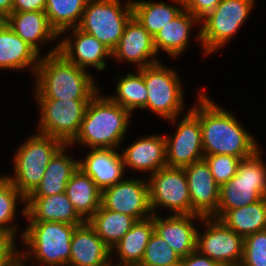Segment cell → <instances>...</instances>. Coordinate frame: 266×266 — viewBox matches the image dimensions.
Returning a JSON list of instances; mask_svg holds the SVG:
<instances>
[{"mask_svg":"<svg viewBox=\"0 0 266 266\" xmlns=\"http://www.w3.org/2000/svg\"><path fill=\"white\" fill-rule=\"evenodd\" d=\"M198 93V106L190 110L200 120L204 156L226 154L245 159L259 150L253 135L239 124L233 113L222 110L204 92Z\"/></svg>","mask_w":266,"mask_h":266,"instance_id":"cell-1","label":"cell"},{"mask_svg":"<svg viewBox=\"0 0 266 266\" xmlns=\"http://www.w3.org/2000/svg\"><path fill=\"white\" fill-rule=\"evenodd\" d=\"M55 46L40 58L36 77V99H91L97 92L89 72L69 62Z\"/></svg>","mask_w":266,"mask_h":266,"instance_id":"cell-2","label":"cell"},{"mask_svg":"<svg viewBox=\"0 0 266 266\" xmlns=\"http://www.w3.org/2000/svg\"><path fill=\"white\" fill-rule=\"evenodd\" d=\"M98 93L88 102L79 134L70 146L79 142L91 149H114L122 142L132 114Z\"/></svg>","mask_w":266,"mask_h":266,"instance_id":"cell-3","label":"cell"},{"mask_svg":"<svg viewBox=\"0 0 266 266\" xmlns=\"http://www.w3.org/2000/svg\"><path fill=\"white\" fill-rule=\"evenodd\" d=\"M22 233L23 243L30 252L18 253L25 262L30 254L44 266H69L73 231L80 224H66L51 221H29ZM36 258V259H35Z\"/></svg>","mask_w":266,"mask_h":266,"instance_id":"cell-4","label":"cell"},{"mask_svg":"<svg viewBox=\"0 0 266 266\" xmlns=\"http://www.w3.org/2000/svg\"><path fill=\"white\" fill-rule=\"evenodd\" d=\"M260 149L242 159L237 173L219 186V204L212 218L220 219L228 210L242 208L266 197V166Z\"/></svg>","mask_w":266,"mask_h":266,"instance_id":"cell-5","label":"cell"},{"mask_svg":"<svg viewBox=\"0 0 266 266\" xmlns=\"http://www.w3.org/2000/svg\"><path fill=\"white\" fill-rule=\"evenodd\" d=\"M62 145L51 136L33 135L15 153V175L6 177L27 198L40 184L50 159Z\"/></svg>","mask_w":266,"mask_h":266,"instance_id":"cell-6","label":"cell"},{"mask_svg":"<svg viewBox=\"0 0 266 266\" xmlns=\"http://www.w3.org/2000/svg\"><path fill=\"white\" fill-rule=\"evenodd\" d=\"M120 0H88L78 26L83 32L97 38L111 52L124 33L128 21L133 17L132 1L124 7Z\"/></svg>","mask_w":266,"mask_h":266,"instance_id":"cell-7","label":"cell"},{"mask_svg":"<svg viewBox=\"0 0 266 266\" xmlns=\"http://www.w3.org/2000/svg\"><path fill=\"white\" fill-rule=\"evenodd\" d=\"M254 1L222 0L200 21L203 24L197 39L201 42L205 55L215 52L233 38L252 11Z\"/></svg>","mask_w":266,"mask_h":266,"instance_id":"cell-8","label":"cell"},{"mask_svg":"<svg viewBox=\"0 0 266 266\" xmlns=\"http://www.w3.org/2000/svg\"><path fill=\"white\" fill-rule=\"evenodd\" d=\"M137 70L142 73L148 92L145 108L163 119L175 122L184 109L183 87L176 71L160 62Z\"/></svg>","mask_w":266,"mask_h":266,"instance_id":"cell-9","label":"cell"},{"mask_svg":"<svg viewBox=\"0 0 266 266\" xmlns=\"http://www.w3.org/2000/svg\"><path fill=\"white\" fill-rule=\"evenodd\" d=\"M90 99H37L40 108L38 133L71 144L79 134Z\"/></svg>","mask_w":266,"mask_h":266,"instance_id":"cell-10","label":"cell"},{"mask_svg":"<svg viewBox=\"0 0 266 266\" xmlns=\"http://www.w3.org/2000/svg\"><path fill=\"white\" fill-rule=\"evenodd\" d=\"M149 200L153 214L165 207L174 214H191L188 181L183 168L163 167L149 176Z\"/></svg>","mask_w":266,"mask_h":266,"instance_id":"cell-11","label":"cell"},{"mask_svg":"<svg viewBox=\"0 0 266 266\" xmlns=\"http://www.w3.org/2000/svg\"><path fill=\"white\" fill-rule=\"evenodd\" d=\"M203 217L207 227L204 232L197 231L196 250L221 263L223 266H239L243 256L244 237L228 228L220 219Z\"/></svg>","mask_w":266,"mask_h":266,"instance_id":"cell-12","label":"cell"},{"mask_svg":"<svg viewBox=\"0 0 266 266\" xmlns=\"http://www.w3.org/2000/svg\"><path fill=\"white\" fill-rule=\"evenodd\" d=\"M101 206L107 210L120 212L136 221L153 215L149 200L148 181L142 179H122L113 186L102 190Z\"/></svg>","mask_w":266,"mask_h":266,"instance_id":"cell-13","label":"cell"},{"mask_svg":"<svg viewBox=\"0 0 266 266\" xmlns=\"http://www.w3.org/2000/svg\"><path fill=\"white\" fill-rule=\"evenodd\" d=\"M173 136H166V162L168 167L184 168L204 159L199 118L189 109L177 124Z\"/></svg>","mask_w":266,"mask_h":266,"instance_id":"cell-14","label":"cell"},{"mask_svg":"<svg viewBox=\"0 0 266 266\" xmlns=\"http://www.w3.org/2000/svg\"><path fill=\"white\" fill-rule=\"evenodd\" d=\"M191 199V214L212 217L219 204V185L215 182L207 162L202 159L185 166Z\"/></svg>","mask_w":266,"mask_h":266,"instance_id":"cell-15","label":"cell"},{"mask_svg":"<svg viewBox=\"0 0 266 266\" xmlns=\"http://www.w3.org/2000/svg\"><path fill=\"white\" fill-rule=\"evenodd\" d=\"M153 37L133 16L125 26L119 43L112 51V56L119 61L137 65L138 69L159 62Z\"/></svg>","mask_w":266,"mask_h":266,"instance_id":"cell-16","label":"cell"},{"mask_svg":"<svg viewBox=\"0 0 266 266\" xmlns=\"http://www.w3.org/2000/svg\"><path fill=\"white\" fill-rule=\"evenodd\" d=\"M202 219L197 214H173L166 218L153 214L154 232L158 234L181 258L196 251L197 228L192 220Z\"/></svg>","mask_w":266,"mask_h":266,"instance_id":"cell-17","label":"cell"},{"mask_svg":"<svg viewBox=\"0 0 266 266\" xmlns=\"http://www.w3.org/2000/svg\"><path fill=\"white\" fill-rule=\"evenodd\" d=\"M73 32V41L70 38L62 39L58 43V52L69 62L87 70L89 66L97 70H104L106 63L104 58L112 56V52L94 36L87 34L78 27L70 28Z\"/></svg>","mask_w":266,"mask_h":266,"instance_id":"cell-18","label":"cell"},{"mask_svg":"<svg viewBox=\"0 0 266 266\" xmlns=\"http://www.w3.org/2000/svg\"><path fill=\"white\" fill-rule=\"evenodd\" d=\"M69 266H111V249L85 221L77 225L71 239Z\"/></svg>","mask_w":266,"mask_h":266,"instance_id":"cell-19","label":"cell"},{"mask_svg":"<svg viewBox=\"0 0 266 266\" xmlns=\"http://www.w3.org/2000/svg\"><path fill=\"white\" fill-rule=\"evenodd\" d=\"M124 168L126 166L151 175L167 166L165 135H150L138 139L121 153Z\"/></svg>","mask_w":266,"mask_h":266,"instance_id":"cell-20","label":"cell"},{"mask_svg":"<svg viewBox=\"0 0 266 266\" xmlns=\"http://www.w3.org/2000/svg\"><path fill=\"white\" fill-rule=\"evenodd\" d=\"M23 215L28 221H51L66 224H83L66 193L46 197H27Z\"/></svg>","mask_w":266,"mask_h":266,"instance_id":"cell-21","label":"cell"},{"mask_svg":"<svg viewBox=\"0 0 266 266\" xmlns=\"http://www.w3.org/2000/svg\"><path fill=\"white\" fill-rule=\"evenodd\" d=\"M79 167L101 189L113 186L124 177L125 168L121 154L115 149H91Z\"/></svg>","mask_w":266,"mask_h":266,"instance_id":"cell-22","label":"cell"},{"mask_svg":"<svg viewBox=\"0 0 266 266\" xmlns=\"http://www.w3.org/2000/svg\"><path fill=\"white\" fill-rule=\"evenodd\" d=\"M40 56V57H39ZM41 55L0 20V69L21 70L28 66L36 73Z\"/></svg>","mask_w":266,"mask_h":266,"instance_id":"cell-23","label":"cell"},{"mask_svg":"<svg viewBox=\"0 0 266 266\" xmlns=\"http://www.w3.org/2000/svg\"><path fill=\"white\" fill-rule=\"evenodd\" d=\"M3 21L39 54V42L53 41L60 37L50 26L44 11L12 12Z\"/></svg>","mask_w":266,"mask_h":266,"instance_id":"cell-24","label":"cell"},{"mask_svg":"<svg viewBox=\"0 0 266 266\" xmlns=\"http://www.w3.org/2000/svg\"><path fill=\"white\" fill-rule=\"evenodd\" d=\"M70 144H63L52 156L45 169L40 184L28 197H46L64 193L72 174L79 167V160L66 155L65 149Z\"/></svg>","mask_w":266,"mask_h":266,"instance_id":"cell-25","label":"cell"},{"mask_svg":"<svg viewBox=\"0 0 266 266\" xmlns=\"http://www.w3.org/2000/svg\"><path fill=\"white\" fill-rule=\"evenodd\" d=\"M65 193L84 221H88L101 206L102 190L80 167L72 174Z\"/></svg>","mask_w":266,"mask_h":266,"instance_id":"cell-26","label":"cell"},{"mask_svg":"<svg viewBox=\"0 0 266 266\" xmlns=\"http://www.w3.org/2000/svg\"><path fill=\"white\" fill-rule=\"evenodd\" d=\"M193 24H200V21L184 9L153 37L156 52L162 49L173 58L182 54L189 45L190 30Z\"/></svg>","mask_w":266,"mask_h":266,"instance_id":"cell-27","label":"cell"},{"mask_svg":"<svg viewBox=\"0 0 266 266\" xmlns=\"http://www.w3.org/2000/svg\"><path fill=\"white\" fill-rule=\"evenodd\" d=\"M153 232V215L136 221L111 250V255L116 250L119 257L116 266H139Z\"/></svg>","mask_w":266,"mask_h":266,"instance_id":"cell-28","label":"cell"},{"mask_svg":"<svg viewBox=\"0 0 266 266\" xmlns=\"http://www.w3.org/2000/svg\"><path fill=\"white\" fill-rule=\"evenodd\" d=\"M220 220L242 237L266 229V197L259 201L228 210Z\"/></svg>","mask_w":266,"mask_h":266,"instance_id":"cell-29","label":"cell"},{"mask_svg":"<svg viewBox=\"0 0 266 266\" xmlns=\"http://www.w3.org/2000/svg\"><path fill=\"white\" fill-rule=\"evenodd\" d=\"M173 1L178 6L169 5L164 2L154 3L134 0L132 1L133 16L154 37L164 25L168 24L169 21L173 20L184 10L182 0Z\"/></svg>","mask_w":266,"mask_h":266,"instance_id":"cell-30","label":"cell"},{"mask_svg":"<svg viewBox=\"0 0 266 266\" xmlns=\"http://www.w3.org/2000/svg\"><path fill=\"white\" fill-rule=\"evenodd\" d=\"M87 222L112 250L124 234L131 229L136 220L129 215L110 211L100 206Z\"/></svg>","mask_w":266,"mask_h":266,"instance_id":"cell-31","label":"cell"},{"mask_svg":"<svg viewBox=\"0 0 266 266\" xmlns=\"http://www.w3.org/2000/svg\"><path fill=\"white\" fill-rule=\"evenodd\" d=\"M88 0H47L45 13L50 26L59 36L78 27Z\"/></svg>","mask_w":266,"mask_h":266,"instance_id":"cell-32","label":"cell"},{"mask_svg":"<svg viewBox=\"0 0 266 266\" xmlns=\"http://www.w3.org/2000/svg\"><path fill=\"white\" fill-rule=\"evenodd\" d=\"M128 73L126 76L119 77L116 85V95L110 98L121 107L128 110L131 114L135 109H144L147 105L148 92L144 83L142 73Z\"/></svg>","mask_w":266,"mask_h":266,"instance_id":"cell-33","label":"cell"},{"mask_svg":"<svg viewBox=\"0 0 266 266\" xmlns=\"http://www.w3.org/2000/svg\"><path fill=\"white\" fill-rule=\"evenodd\" d=\"M25 205L26 197L14 186V184L4 175L0 177V232L15 239L17 226H13L16 206L18 201ZM8 225V226H7Z\"/></svg>","mask_w":266,"mask_h":266,"instance_id":"cell-34","label":"cell"},{"mask_svg":"<svg viewBox=\"0 0 266 266\" xmlns=\"http://www.w3.org/2000/svg\"><path fill=\"white\" fill-rule=\"evenodd\" d=\"M181 257L153 232L139 266H180Z\"/></svg>","mask_w":266,"mask_h":266,"instance_id":"cell-35","label":"cell"},{"mask_svg":"<svg viewBox=\"0 0 266 266\" xmlns=\"http://www.w3.org/2000/svg\"><path fill=\"white\" fill-rule=\"evenodd\" d=\"M239 266H266V229L244 238V250Z\"/></svg>","mask_w":266,"mask_h":266,"instance_id":"cell-36","label":"cell"},{"mask_svg":"<svg viewBox=\"0 0 266 266\" xmlns=\"http://www.w3.org/2000/svg\"><path fill=\"white\" fill-rule=\"evenodd\" d=\"M204 160L210 167L215 182L220 186L227 183L236 173L241 158L226 155H205Z\"/></svg>","mask_w":266,"mask_h":266,"instance_id":"cell-37","label":"cell"},{"mask_svg":"<svg viewBox=\"0 0 266 266\" xmlns=\"http://www.w3.org/2000/svg\"><path fill=\"white\" fill-rule=\"evenodd\" d=\"M222 0H182L183 8L199 21L211 13Z\"/></svg>","mask_w":266,"mask_h":266,"instance_id":"cell-38","label":"cell"},{"mask_svg":"<svg viewBox=\"0 0 266 266\" xmlns=\"http://www.w3.org/2000/svg\"><path fill=\"white\" fill-rule=\"evenodd\" d=\"M10 236L0 232V266H10L17 258L19 250Z\"/></svg>","mask_w":266,"mask_h":266,"instance_id":"cell-39","label":"cell"},{"mask_svg":"<svg viewBox=\"0 0 266 266\" xmlns=\"http://www.w3.org/2000/svg\"><path fill=\"white\" fill-rule=\"evenodd\" d=\"M180 266H223L221 263L211 260L200 254L197 250L188 256L181 258Z\"/></svg>","mask_w":266,"mask_h":266,"instance_id":"cell-40","label":"cell"},{"mask_svg":"<svg viewBox=\"0 0 266 266\" xmlns=\"http://www.w3.org/2000/svg\"><path fill=\"white\" fill-rule=\"evenodd\" d=\"M47 0H13L12 12L45 11Z\"/></svg>","mask_w":266,"mask_h":266,"instance_id":"cell-41","label":"cell"},{"mask_svg":"<svg viewBox=\"0 0 266 266\" xmlns=\"http://www.w3.org/2000/svg\"><path fill=\"white\" fill-rule=\"evenodd\" d=\"M13 0H0V20L12 13Z\"/></svg>","mask_w":266,"mask_h":266,"instance_id":"cell-42","label":"cell"},{"mask_svg":"<svg viewBox=\"0 0 266 266\" xmlns=\"http://www.w3.org/2000/svg\"><path fill=\"white\" fill-rule=\"evenodd\" d=\"M25 265L26 264H24V262H22L19 258H17L10 266H25Z\"/></svg>","mask_w":266,"mask_h":266,"instance_id":"cell-43","label":"cell"}]
</instances>
